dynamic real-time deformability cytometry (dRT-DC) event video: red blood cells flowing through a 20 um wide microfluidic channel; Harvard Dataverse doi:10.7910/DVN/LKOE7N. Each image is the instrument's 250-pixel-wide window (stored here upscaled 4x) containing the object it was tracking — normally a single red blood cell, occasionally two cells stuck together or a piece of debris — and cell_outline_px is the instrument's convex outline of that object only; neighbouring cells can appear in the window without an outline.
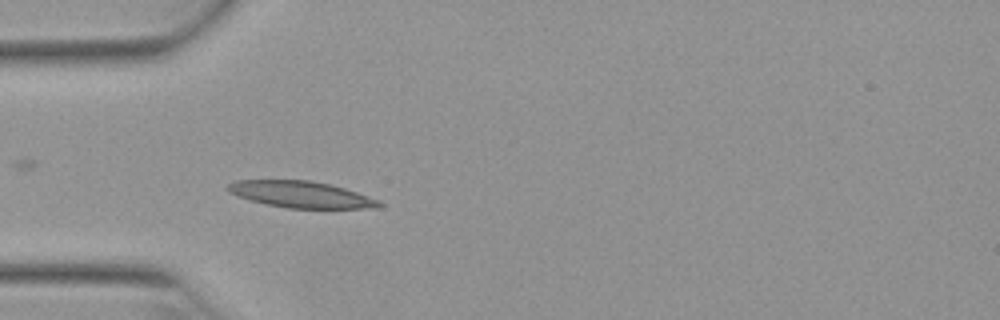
{"species": "Egyptian fruit bat (a non-hibernating species)", "species_latin": "Rousettus aegyptiacus", "temperature_condition": "warm", "stored_images_in_passage": 29, "camera_frame_rate_fps": 3000, "um_per_image_px": 0.085, "animal": {"sex": "female"}, "frame": {"image": 1, "passage_image": 1, "time_ms": 0.0, "image_size_px": [1000, 320], "cell_outline_px": [[384, 204], [380, 208], [288, 208], [268, 204], [252, 200], [228, 192], [224, 188], [228, 184], [236, 180], [308, 180], [332, 184], [380, 200]], "centroid_in_image_um": [25.62, 16.52], "position_along_channel_um": 59.4, "area_um2": 23.29}}
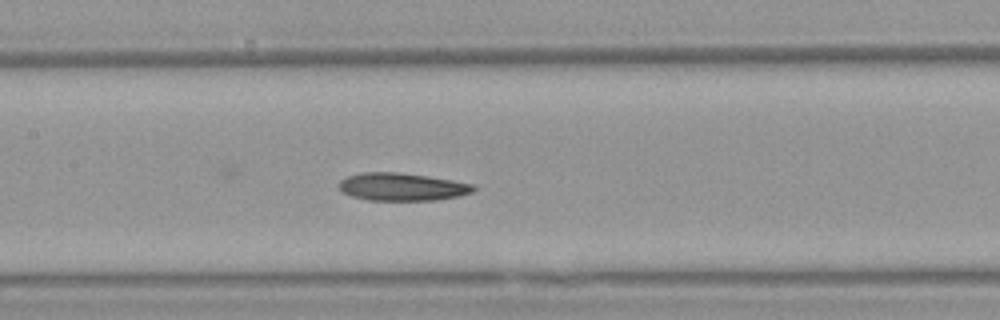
{"frame": {"image": 2, "passage_image": 10, "time_ms": 3.0, "image_size_px": [1000, 320], "cell_outline_px": [[476, 188], [472, 192], [460, 196], [436, 200], [368, 200], [352, 196], [344, 192], [340, 188], [340, 180], [348, 176], [364, 172], [396, 172], [428, 176], [452, 180], [472, 184]], "centroid_in_image_um": [34.2, 15.88], "position_along_channel_um": 173.2, "area_um2": 21.56}}
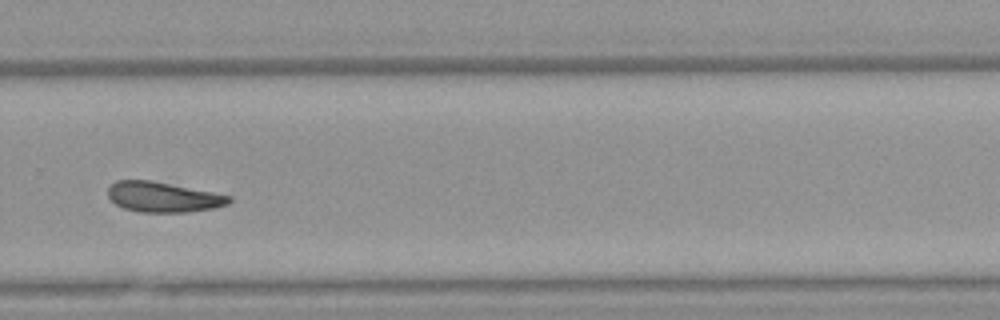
{"frame": {"image": 3, "passage_image": 21, "time_ms": 6.667, "image_size_px": [1000, 320], "cell_outline_px": [[232, 200], [228, 204], [216, 208], [188, 212], [140, 212], [124, 208], [116, 204], [108, 196], [108, 188], [116, 180], [152, 180], [232, 196]], "centroid_in_image_um": [13.88, 16.75], "position_along_channel_um": 315.9, "area_um2": 21.33}, "authors_computed_cell_mechanics": {"area_um2": 21.8484, "velocity_mm_per_s": 3.9081, "shape_relaxation_time_tau1_ms": null, "shape_relaxation_time_tau2_ms": 10.5388, "deformation_change_tau1": null, "deformation_change_tau2": 0.2014}}